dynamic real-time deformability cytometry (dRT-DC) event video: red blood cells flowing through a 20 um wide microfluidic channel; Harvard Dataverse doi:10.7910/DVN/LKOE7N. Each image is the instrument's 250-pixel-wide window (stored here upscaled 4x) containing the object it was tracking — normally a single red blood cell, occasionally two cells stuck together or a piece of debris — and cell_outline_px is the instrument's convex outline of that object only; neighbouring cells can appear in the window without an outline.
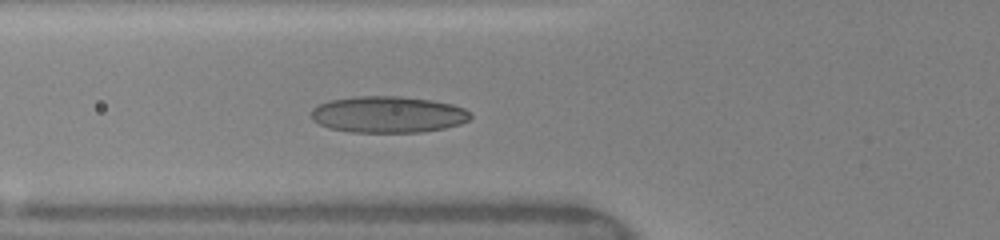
{"species": "human", "species_latin": "Homo sapiens", "temperature_condition": "warm", "stored_images_in_passage": 8, "camera_frame_rate_fps": 3000, "um_per_image_px": 0.085, "donor": {"sex": "female"}, "frame": {"image": 1, "passage_image": 8, "time_ms": 5.333, "image_size_px": [1000, 240], "cell_outline_px": [[472, 116], [468, 120], [460, 124], [444, 128], [420, 132], [352, 132], [328, 128], [312, 120], [312, 108], [328, 100], [360, 96], [400, 96], [432, 100], [452, 104], [464, 108], [472, 112]], "centroid_in_image_um": [33.0, 9.73], "position_along_channel_um": 92.8, "area_um2": 33.93}}